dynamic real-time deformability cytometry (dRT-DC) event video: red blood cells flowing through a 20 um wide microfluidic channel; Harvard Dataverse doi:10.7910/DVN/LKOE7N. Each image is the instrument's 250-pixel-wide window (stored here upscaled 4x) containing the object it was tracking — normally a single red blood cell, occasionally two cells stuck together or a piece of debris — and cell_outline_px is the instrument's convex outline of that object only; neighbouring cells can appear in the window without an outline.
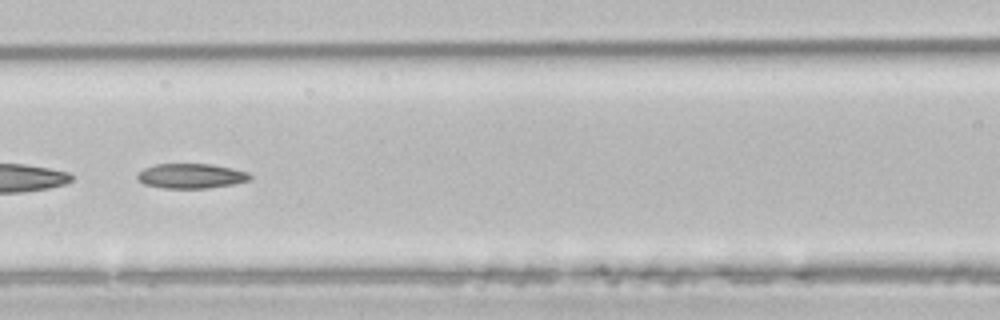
{"species": "common noctule bat (a hibernating species)", "species_latin": "Nyctalus noctula", "temperature_condition": "room temperature", "stored_images_in_passage": 50, "camera_frame_rate_fps": 3000, "um_per_image_px": 0.085, "animal": {"sex": "male", "body_mass_g": 21.5, "forearm_length_mm": 52.0}, "frame": {"image": 1, "passage_image": 22, "time_ms": 7.0, "image_size_px": [1000, 320], "cell_outline_px": [[252, 176], [248, 180], [232, 184], [208, 188], [164, 188], [144, 184], [136, 180], [136, 176], [144, 168], [156, 164], [212, 164], [232, 168], [248, 172]], "centroid_in_image_um": [16.22, 14.95], "position_along_channel_um": 150.4, "area_um2": 16.24}, "authors_computed_cell_mechanics": {"area_um2": 19.0162, "velocity_mm_per_s": 3.9024, "shape_relaxation_time_tau1_ms": 7.2508, "shape_relaxation_time_tau2_ms": 7.2488, "deformation_change_tau1": 0.1479, "deformation_change_tau2": 0.1515}}